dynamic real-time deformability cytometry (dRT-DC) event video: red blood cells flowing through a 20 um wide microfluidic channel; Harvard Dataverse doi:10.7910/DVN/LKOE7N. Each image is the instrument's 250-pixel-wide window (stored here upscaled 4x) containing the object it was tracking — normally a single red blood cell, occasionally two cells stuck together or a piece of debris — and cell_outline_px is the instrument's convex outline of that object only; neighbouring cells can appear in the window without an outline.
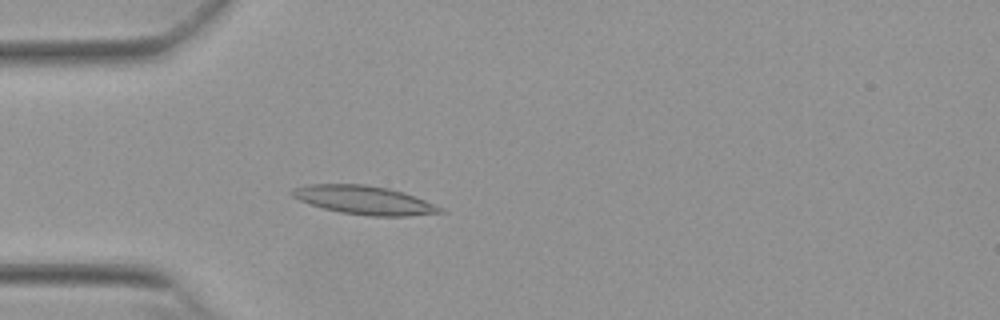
{"species": "Egyptian fruit bat (a non-hibernating species)", "species_latin": "Rousettus aegyptiacus", "temperature_condition": "warm", "stored_images_in_passage": 54, "camera_frame_rate_fps": 3000, "um_per_image_px": 0.085, "animal": {"sex": "female"}, "frame": {"image": 1, "passage_image": 16, "time_ms": 5.0, "image_size_px": [1000, 320], "cell_outline_px": [[444, 212], [408, 216], [368, 216], [340, 212], [308, 204], [292, 196], [288, 192], [292, 188], [308, 184], [364, 184], [388, 188], [404, 192], [444, 208]], "centroid_in_image_um": [30.92, 17.0], "position_along_channel_um": 54.1, "area_um2": 24.74}}
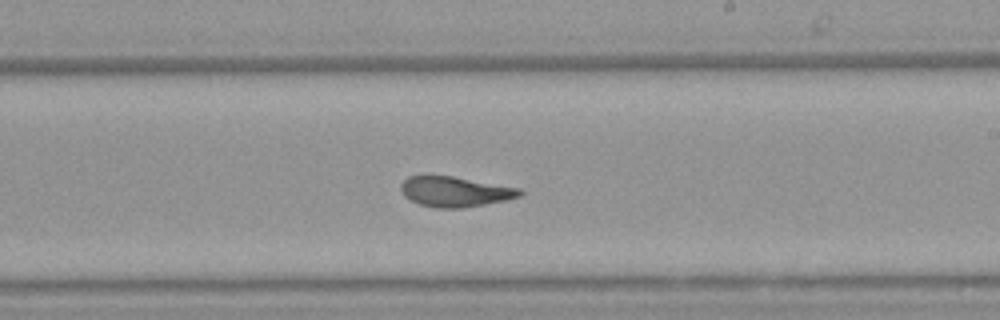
{"frame": {"image": 2, "passage_image": 32, "time_ms": 10.333, "image_size_px": [1000, 320], "cell_outline_px": [[524, 192], [520, 196], [504, 200], [484, 204], [460, 208], [436, 208], [420, 204], [404, 196], [400, 188], [400, 184], [408, 176], [424, 172], [452, 176], [520, 188]], "centroid_in_image_um": [38.6, 16.24], "position_along_channel_um": 250.4, "area_um2": 21.33}}
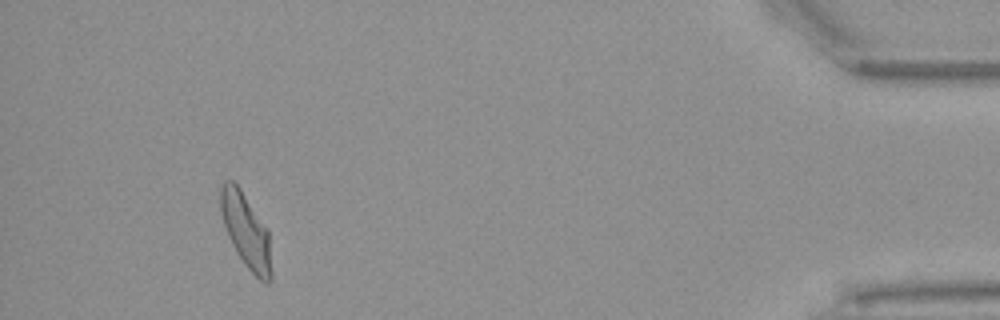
{"frame": {"image": 3, "passage_image": 50, "time_ms": 16.333, "image_size_px": [1000, 320], "cell_outline_px": [[272, 276], [268, 284], [260, 280], [244, 264], [236, 252], [228, 236], [220, 212], [220, 184], [224, 180], [232, 180], [240, 188], [268, 228], [272, 272]], "centroid_in_image_um": [20.91, 19.6], "position_along_channel_um": 414.3, "area_um2": 22.2}, "authors_computed_cell_mechanics": {"area_um2": 22.2819, "velocity_mm_per_s": 3.8301, "shape_relaxation_time_tau1_ms": null, "shape_relaxation_time_tau2_ms": 2.1476, "deformation_change_tau1": null, "deformation_change_tau2": 0.0991}}